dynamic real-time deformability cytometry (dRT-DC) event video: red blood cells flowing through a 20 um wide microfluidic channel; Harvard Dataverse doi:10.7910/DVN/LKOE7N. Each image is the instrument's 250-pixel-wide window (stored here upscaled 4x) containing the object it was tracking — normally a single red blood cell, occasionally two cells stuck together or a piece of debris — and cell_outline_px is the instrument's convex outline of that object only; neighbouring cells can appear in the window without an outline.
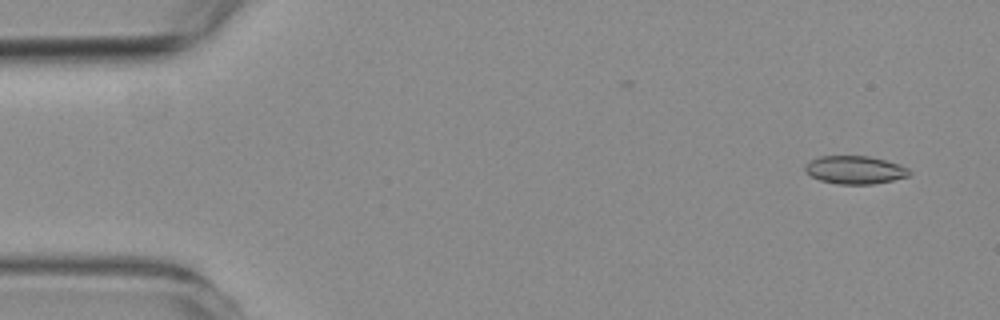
{"species": "common noctule bat (a hibernating species)", "species_latin": "Nyctalus noctula", "temperature_condition": "room temperature", "stored_images_in_passage": 22, "camera_frame_rate_fps": 3000, "um_per_image_px": 0.085, "animal": {"sex": "female", "body_mass_g": 19.3, "forearm_length_mm": 54.1}, "frame": {"image": 1, "passage_image": 4, "time_ms": 1.0, "image_size_px": [1000, 320], "cell_outline_px": [[912, 172], [908, 176], [892, 180], [872, 184], [836, 184], [820, 180], [804, 172], [804, 164], [808, 160], [820, 156], [868, 156], [900, 164], [908, 168]], "centroid_in_image_um": [72.63, 14.43], "position_along_channel_um": 12.4, "area_um2": 17.17}}
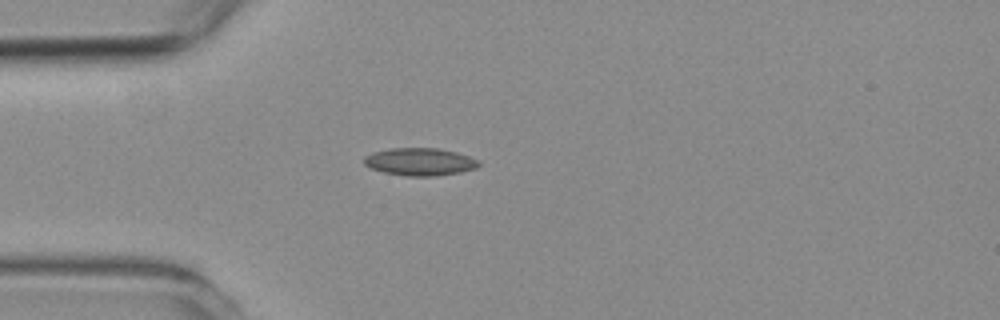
{"frame": {"image": 2, "passage_image": 16, "time_ms": 5.0, "image_size_px": [1000, 320], "cell_outline_px": [[480, 164], [476, 168], [460, 172], [436, 176], [404, 176], [384, 172], [372, 168], [364, 164], [364, 156], [372, 152], [388, 148], [436, 148], [456, 152], [480, 160]], "centroid_in_image_um": [35.68, 13.75], "position_along_channel_um": 49.3, "area_um2": 18.5}}
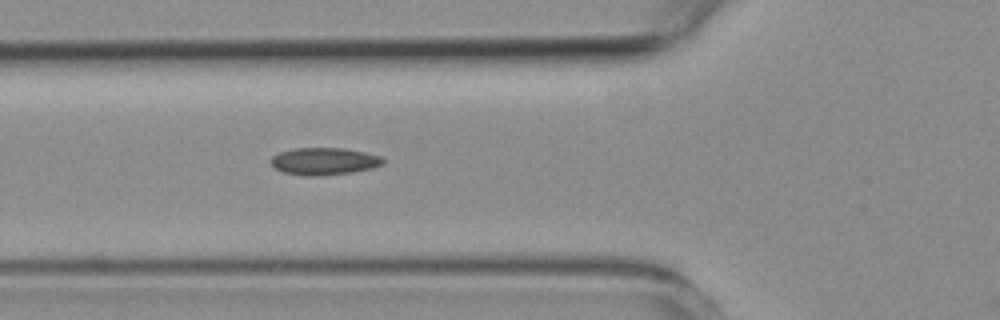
{"frame": {"image": 3, "passage_image": 21, "time_ms": 6.667, "image_size_px": [1000, 320], "cell_outline_px": [[384, 164], [372, 168], [352, 172], [320, 176], [308, 176], [284, 172], [276, 168], [272, 164], [272, 156], [280, 152], [292, 148], [344, 148], [364, 152], [380, 156], [384, 160]], "centroid_in_image_um": [27.57, 13.7], "position_along_channel_um": 98.2, "area_um2": 17.69}}